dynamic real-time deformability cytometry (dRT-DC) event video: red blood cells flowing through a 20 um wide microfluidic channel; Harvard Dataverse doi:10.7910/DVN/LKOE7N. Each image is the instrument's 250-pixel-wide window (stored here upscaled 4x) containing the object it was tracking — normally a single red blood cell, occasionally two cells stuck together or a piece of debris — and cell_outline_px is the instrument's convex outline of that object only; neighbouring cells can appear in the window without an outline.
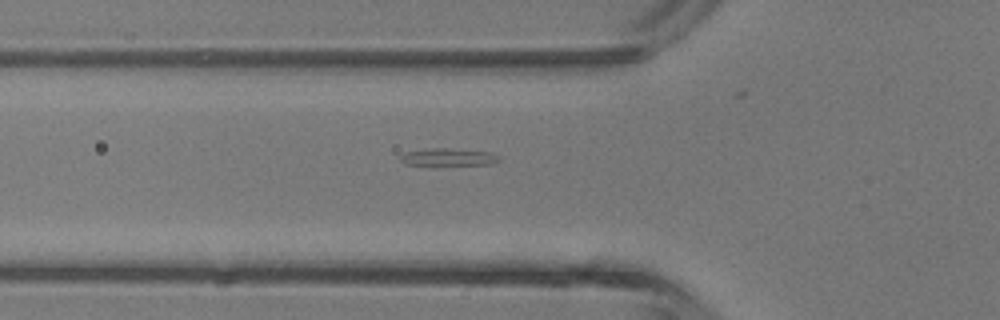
{"species": "common noctule bat (a hibernating species)", "species_latin": "Nyctalus noctula", "temperature_condition": "room temperature", "stored_images_in_passage": 5, "segment_of_instrument_passage": [2, 2], "camera_frame_rate_fps": 3000, "um_per_image_px": 0.085, "animal": {"sex": "male", "body_mass_g": 13.3}, "frame": {"image": 1, "passage_image": 5, "time_ms": 4.667, "image_size_px": [1000, 320], "cell_outline_px": [[500, 160], [496, 164], [440, 168], [432, 168], [404, 164], [400, 160], [400, 156], [404, 152], [432, 148], [448, 148], [492, 152], [500, 156]], "centroid_in_image_um": [38.12, 13.43], "position_along_channel_um": 87.7, "area_um2": 11.33}}